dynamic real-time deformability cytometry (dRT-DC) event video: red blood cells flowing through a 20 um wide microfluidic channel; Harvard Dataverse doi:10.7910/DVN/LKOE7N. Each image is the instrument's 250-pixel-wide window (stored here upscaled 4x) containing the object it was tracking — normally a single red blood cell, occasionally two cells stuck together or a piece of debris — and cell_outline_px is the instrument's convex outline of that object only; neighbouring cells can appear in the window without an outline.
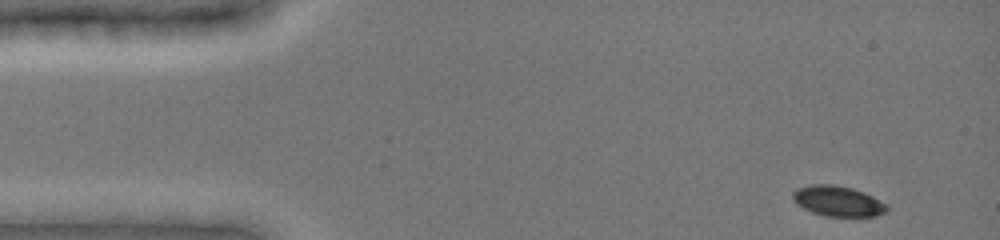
{"species": "common noctule bat (a hibernating species)", "species_latin": "Nyctalus noctula", "temperature_condition": "cold", "stored_images_in_passage": 43, "camera_frame_rate_fps": 3000, "um_per_image_px": 0.085, "animal": {"sex": "female", "body_mass_g": 19.0, "forearm_length_mm": 51.5}, "frame": {"image": 1, "passage_image": 1, "time_ms": 0.0, "image_size_px": [1000, 240], "cell_outline_px": [[888, 208], [884, 212], [876, 216], [824, 216], [812, 212], [796, 204], [792, 200], [792, 192], [796, 188], [812, 184], [832, 184], [852, 188], [864, 192], [888, 204]], "centroid_in_image_um": [71.19, 17.08], "position_along_channel_um": 13.8, "area_um2": 16.76}}
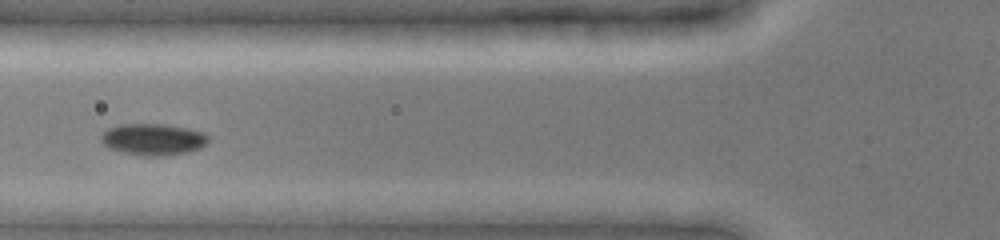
{"frame": {"image": 2, "passage_image": 16, "time_ms": 5.0, "image_size_px": [1000, 240], "cell_outline_px": [[208, 140], [200, 148], [188, 152], [156, 156], [144, 156], [124, 152], [112, 148], [104, 144], [100, 140], [100, 136], [108, 128], [120, 124], [164, 124], [188, 128], [204, 132], [208, 136]], "centroid_in_image_um": [13.02, 11.83], "position_along_channel_um": 112.8, "area_um2": 19.54}}
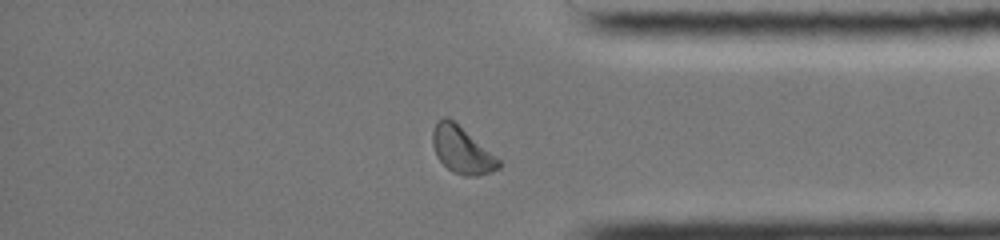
{"frame": {"image": 3, "passage_image": 38, "time_ms": 12.333, "image_size_px": [1000, 240], "cell_outline_px": [[504, 164], [500, 168], [476, 176], [464, 176], [452, 172], [436, 156], [432, 144], [432, 132], [436, 124], [444, 116], [448, 116], [496, 156]], "centroid_in_image_um": [39.26, 12.76], "position_along_channel_um": 395.9, "area_um2": 17.86}, "authors_computed_cell_mechanics": {"area_um2": 17.9758, "velocity_mm_per_s": 3.8977, "shape_relaxation_time_tau1_ms": 1.6132, "shape_relaxation_time_tau2_ms": null, "deformation_change_tau1": 0.0727, "deformation_change_tau2": null}}